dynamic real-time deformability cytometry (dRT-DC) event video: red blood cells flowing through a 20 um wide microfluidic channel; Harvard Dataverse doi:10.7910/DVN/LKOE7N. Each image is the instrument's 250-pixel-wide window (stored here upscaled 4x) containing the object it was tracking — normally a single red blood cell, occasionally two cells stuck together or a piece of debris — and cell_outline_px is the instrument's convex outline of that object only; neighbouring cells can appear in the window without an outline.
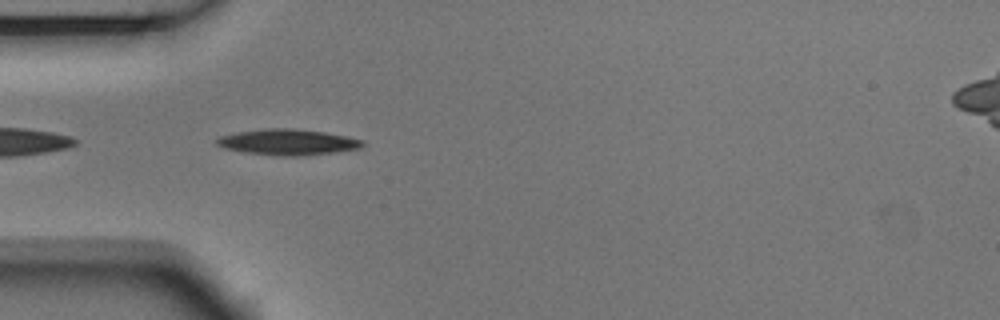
{"species": "Egyptian fruit bat (a non-hibernating species)", "species_latin": "Rousettus aegyptiacus", "temperature_condition": "room temperature", "stored_images_in_passage": 40, "camera_frame_rate_fps": 3000, "um_per_image_px": 0.085, "animal": {"sex": "male"}, "frame": {"image": 1, "passage_image": 2, "time_ms": 0.333, "image_size_px": [1000, 320], "cell_outline_px": [[368, 144], [360, 148], [304, 156], [280, 156], [244, 152], [224, 148], [216, 144], [216, 140], [220, 136], [236, 132], [264, 128], [296, 128], [324, 132], [348, 136], [364, 140]], "centroid_in_image_um": [24.49, 12.07], "position_along_channel_um": 60.5, "area_um2": 22.2}}
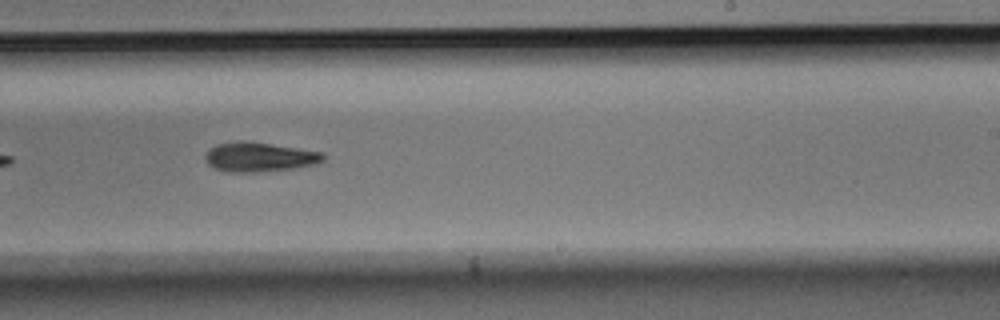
{"frame": {"image": 2, "passage_image": 19, "time_ms": 6.0, "image_size_px": [1000, 320], "cell_outline_px": [[328, 156], [320, 164], [292, 168], [256, 172], [228, 172], [216, 168], [208, 164], [204, 156], [208, 148], [216, 144], [240, 140], [248, 140], [324, 152]], "centroid_in_image_um": [22.08, 13.32], "position_along_channel_um": 266.9, "area_um2": 20.63}}
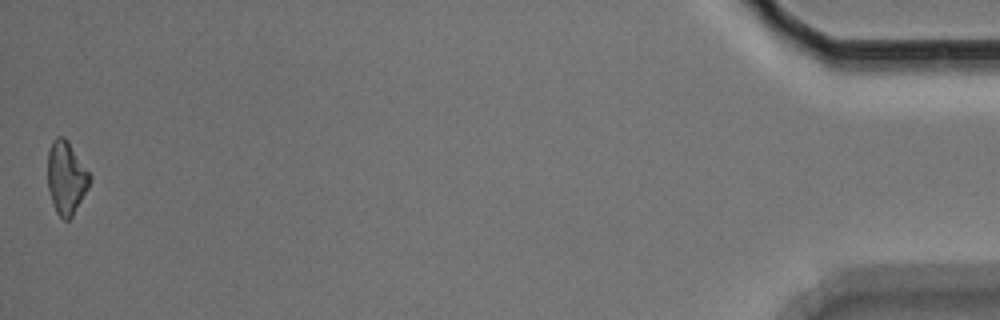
{"frame": {"image": 3, "passage_image": 40, "time_ms": 13.0, "image_size_px": [1000, 320], "cell_outline_px": [[92, 176], [88, 188], [72, 216], [68, 220], [64, 220], [56, 212], [52, 204], [48, 188], [48, 152], [52, 140], [56, 136], [64, 136], [68, 140]], "centroid_in_image_um": [5.63, 15.08], "position_along_channel_um": 429.6, "area_um2": 17.98}, "authors_computed_cell_mechanics": {"area_um2": 19.7965, "velocity_mm_per_s": 3.6709, "shape_relaxation_time_tau1_ms": 5.0368, "shape_relaxation_time_tau2_ms": null, "deformation_change_tau1": 0.1264, "deformation_change_tau2": null}}